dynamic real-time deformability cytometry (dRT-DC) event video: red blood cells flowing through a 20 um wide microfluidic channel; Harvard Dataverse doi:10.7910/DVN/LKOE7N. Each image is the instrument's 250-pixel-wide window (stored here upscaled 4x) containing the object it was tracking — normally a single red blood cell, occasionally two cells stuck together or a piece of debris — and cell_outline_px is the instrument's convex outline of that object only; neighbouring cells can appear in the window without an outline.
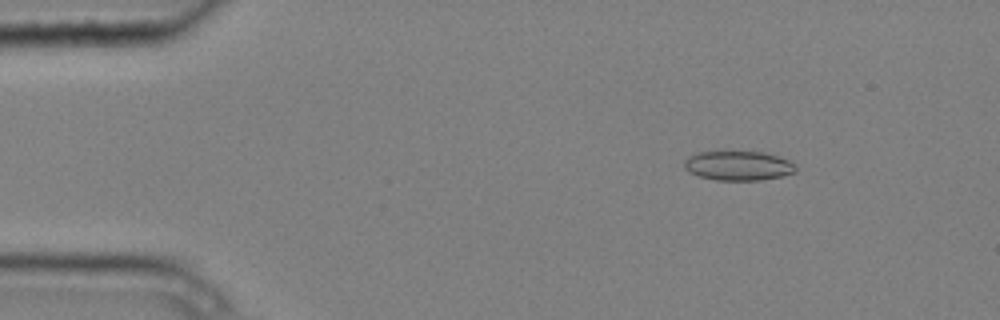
{"species": "common noctule bat (a hibernating species)", "species_latin": "Nyctalus noctula", "temperature_condition": "cold", "stored_images_in_passage": 6, "camera_frame_rate_fps": 3000, "um_per_image_px": 0.085, "animal": {"sex": "male", "body_mass_g": 20.4}, "frame": {"image": 1, "passage_image": 3, "time_ms": 0.667, "image_size_px": [1000, 320], "cell_outline_px": [[796, 172], [780, 176], [760, 180], [716, 180], [700, 176], [688, 172], [684, 168], [684, 160], [688, 156], [700, 152], [764, 152], [788, 160], [796, 164]], "centroid_in_image_um": [62.74, 14.09], "position_along_channel_um": 22.3, "area_um2": 19.02}}